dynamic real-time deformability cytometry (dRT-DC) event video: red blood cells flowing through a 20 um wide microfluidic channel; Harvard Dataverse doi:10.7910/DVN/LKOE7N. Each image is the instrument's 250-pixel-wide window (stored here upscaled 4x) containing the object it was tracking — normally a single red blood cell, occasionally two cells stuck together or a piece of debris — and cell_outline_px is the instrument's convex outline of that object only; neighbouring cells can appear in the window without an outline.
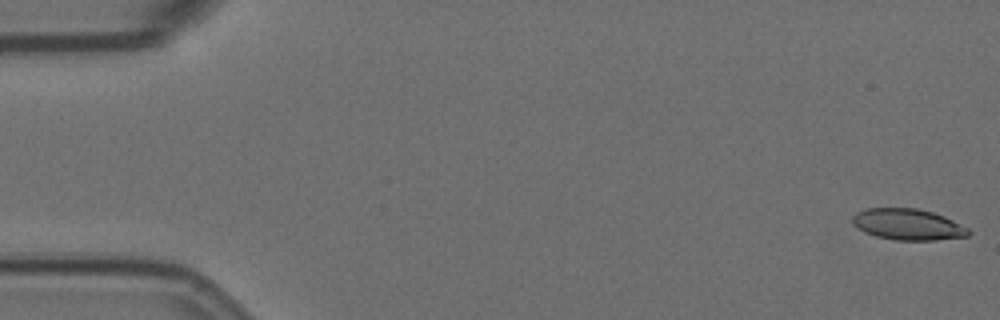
{"species": "Egyptian fruit bat (a non-hibernating species)", "species_latin": "Rousettus aegyptiacus", "temperature_condition": "room temperature", "stored_images_in_passage": 15, "camera_frame_rate_fps": 3000, "um_per_image_px": 0.085, "animal": {"sex": "female"}, "frame": {"image": 1, "passage_image": 1, "time_ms": 0.0, "image_size_px": [1000, 320], "cell_outline_px": [[972, 232], [968, 236], [936, 240], [896, 240], [876, 236], [864, 232], [852, 224], [852, 216], [856, 212], [864, 208], [916, 208], [932, 212], [944, 216], [968, 228]], "centroid_in_image_um": [77.15, 19.07], "position_along_channel_um": 7.9, "area_um2": 21.15}}
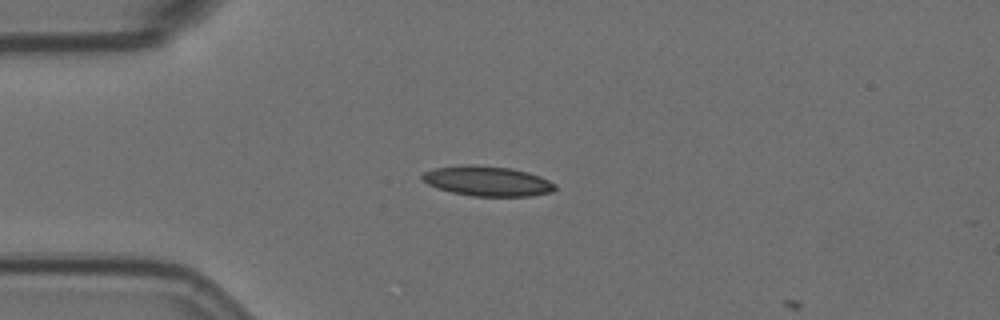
{"frame": {"image": 2, "passage_image": 14, "time_ms": 4.333, "image_size_px": [1000, 320], "cell_outline_px": [[556, 188], [552, 192], [532, 196], [472, 196], [452, 192], [428, 184], [420, 180], [420, 176], [424, 172], [436, 168], [468, 164], [512, 168], [528, 172], [540, 176], [556, 184]], "centroid_in_image_um": [41.44, 15.39], "position_along_channel_um": 43.6, "area_um2": 23.18}}